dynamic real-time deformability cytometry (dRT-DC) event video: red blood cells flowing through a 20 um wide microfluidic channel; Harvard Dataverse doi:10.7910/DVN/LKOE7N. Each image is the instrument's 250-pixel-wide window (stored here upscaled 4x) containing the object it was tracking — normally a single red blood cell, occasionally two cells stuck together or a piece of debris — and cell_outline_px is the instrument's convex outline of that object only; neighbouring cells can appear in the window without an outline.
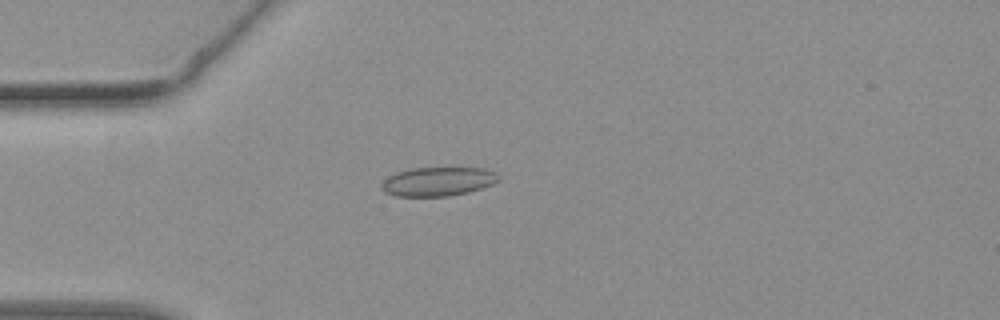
{"species": "common noctule bat (a hibernating species)", "species_latin": "Nyctalus noctula", "temperature_condition": "warm", "stored_images_in_passage": 46, "camera_frame_rate_fps": 3000, "um_per_image_px": 0.085, "animal": {"sex": "female", "body_mass_g": 19.3, "forearm_length_mm": 54.1}, "frame": {"image": 1, "passage_image": 13, "time_ms": 4.0, "image_size_px": [1000, 320], "cell_outline_px": [[500, 180], [492, 184], [468, 192], [448, 196], [396, 196], [384, 192], [380, 188], [380, 184], [388, 176], [396, 172], [408, 168], [484, 168], [496, 172], [500, 176]], "centroid_in_image_um": [37.2, 15.42], "position_along_channel_um": 47.8, "area_um2": 19.88}}
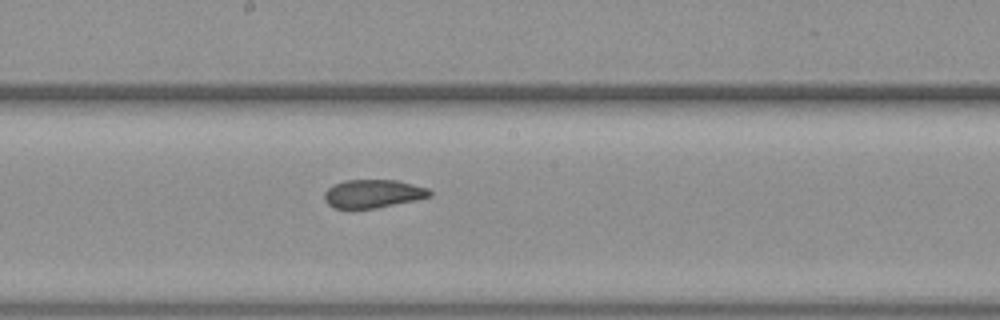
{"frame": {"image": 2, "passage_image": 25, "time_ms": 8.0, "image_size_px": [1000, 320], "cell_outline_px": [[432, 196], [416, 200], [376, 208], [332, 208], [324, 200], [324, 192], [328, 188], [344, 180], [396, 180], [428, 188], [432, 192]], "centroid_in_image_um": [31.71, 16.46], "position_along_channel_um": 216.5, "area_um2": 17.34}}
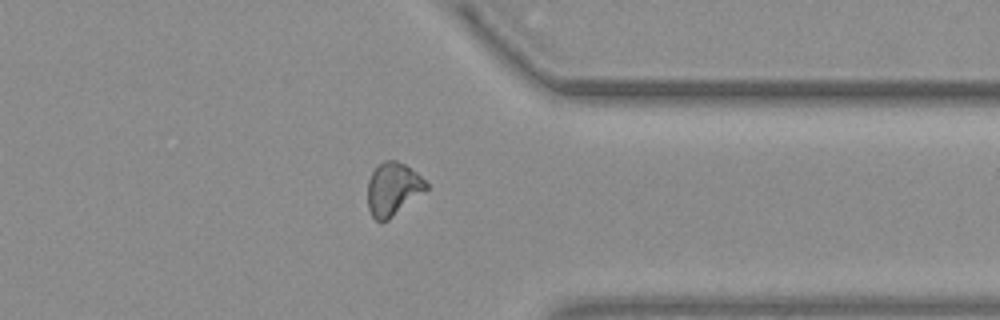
{"frame": {"image": 3, "passage_image": 36, "time_ms": 11.667, "image_size_px": [1000, 320], "cell_outline_px": [[428, 188], [388, 220], [380, 224], [372, 216], [368, 208], [368, 180], [376, 164], [384, 160], [396, 160], [404, 164], [416, 172], [428, 184]], "centroid_in_image_um": [33.36, 16.06], "position_along_channel_um": 378.0, "area_um2": 18.09}}